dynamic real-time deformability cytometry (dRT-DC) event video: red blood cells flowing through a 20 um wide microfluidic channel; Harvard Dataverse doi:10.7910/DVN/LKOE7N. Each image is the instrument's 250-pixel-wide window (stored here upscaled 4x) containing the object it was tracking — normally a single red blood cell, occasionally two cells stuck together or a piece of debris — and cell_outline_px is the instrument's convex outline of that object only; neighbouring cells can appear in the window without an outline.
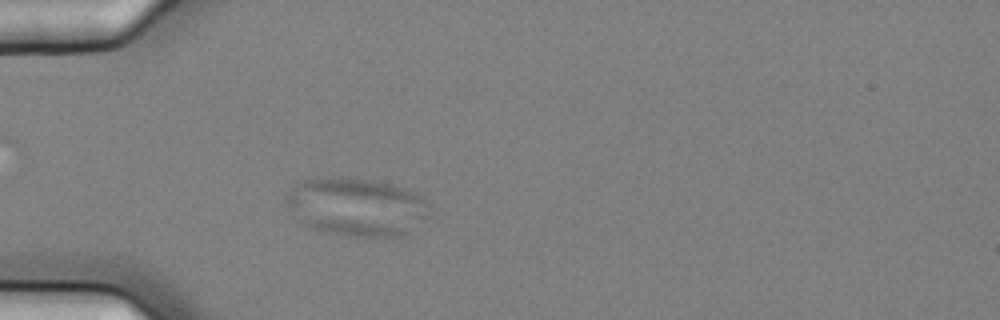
{"species": "common noctule bat (a hibernating species)", "species_latin": "Nyctalus noctula", "temperature_condition": "cold", "stored_images_in_passage": 3, "camera_frame_rate_fps": 3000, "um_per_image_px": 0.085, "animal": {"sex": "female", "body_mass_g": 25.1}, "frame": {"image": 1, "passage_image": 3, "time_ms": 0.667, "image_size_px": [1000, 320], "cell_outline_px": [[432, 216], [400, 236], [344, 236], [308, 228], [296, 220], [288, 208], [284, 200], [284, 196], [292, 184], [304, 180], [372, 180], [392, 184], [416, 192], [424, 200]], "centroid_in_image_um": [30.27, 17.62], "position_along_channel_um": 54.7, "area_um2": 48.32}}